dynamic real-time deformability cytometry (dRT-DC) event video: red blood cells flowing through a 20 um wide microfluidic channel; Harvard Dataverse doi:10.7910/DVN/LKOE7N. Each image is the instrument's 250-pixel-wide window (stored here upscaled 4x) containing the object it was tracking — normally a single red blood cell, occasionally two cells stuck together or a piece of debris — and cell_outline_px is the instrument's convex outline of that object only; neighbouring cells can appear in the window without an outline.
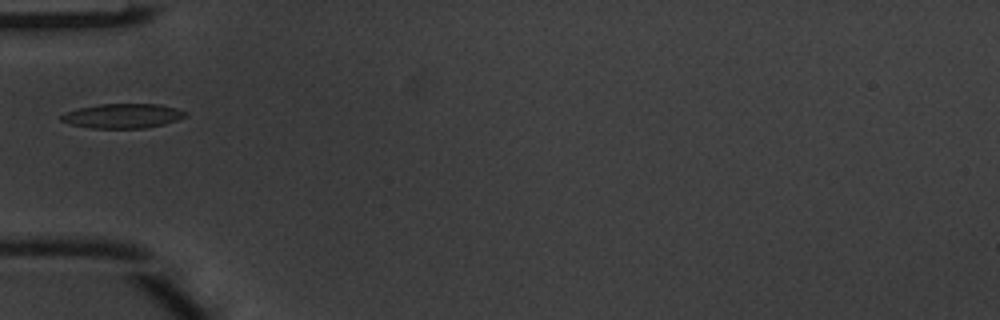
{"species": "common noctule bat (a hibernating species)", "species_latin": "Nyctalus noctula", "temperature_condition": "warm", "stored_images_in_passage": 3, "camera_frame_rate_fps": 3000, "um_per_image_px": 0.085, "animal": {"sex": "male", "body_mass_g": 20.1, "forearm_length_mm": 53.5}, "frame": {"image": 1, "passage_image": 3, "time_ms": 0.667, "image_size_px": [1000, 320], "cell_outline_px": [[188, 116], [164, 124], [144, 128], [92, 128], [68, 124], [60, 120], [60, 116], [68, 112], [80, 108], [100, 104], [160, 104], [176, 108], [188, 112]], "centroid_in_image_um": [10.46, 9.85], "position_along_channel_um": 74.5, "area_um2": 17.69}}